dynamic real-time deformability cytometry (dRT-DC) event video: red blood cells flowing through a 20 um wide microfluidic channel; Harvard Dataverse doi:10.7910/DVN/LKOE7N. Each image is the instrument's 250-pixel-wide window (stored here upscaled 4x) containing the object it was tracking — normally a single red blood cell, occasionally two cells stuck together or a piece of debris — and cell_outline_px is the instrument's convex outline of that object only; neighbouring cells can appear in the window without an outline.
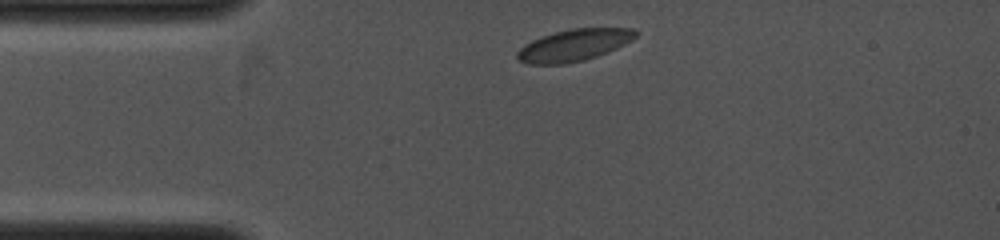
{"species": "common noctule bat (a hibernating species)", "species_latin": "Nyctalus noctula", "temperature_condition": "cold", "stored_images_in_passage": 6, "camera_frame_rate_fps": 4000, "um_per_image_px": 0.085, "animal": {"sex": "female", "body_mass_g": 19.0, "forearm_length_mm": 53.3}, "frame": {"image": 1, "passage_image": 1, "time_ms": 0.0, "image_size_px": [1000, 240], "cell_outline_px": [[640, 32], [632, 40], [608, 52], [584, 60], [564, 64], [528, 64], [516, 60], [516, 52], [524, 44], [532, 40], [556, 32], [572, 28], [632, 28]], "centroid_in_image_um": [48.77, 3.84], "position_along_channel_um": 36.2, "area_um2": 21.96}}
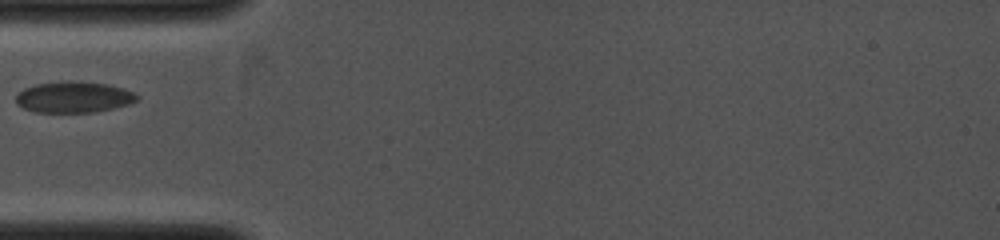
{"frame": {"image": 2, "passage_image": 3, "time_ms": 1.5, "image_size_px": [1000, 240], "cell_outline_px": [[140, 96], [136, 100], [128, 104], [112, 108], [92, 112], [36, 112], [24, 108], [16, 104], [16, 96], [24, 88], [36, 84], [108, 84], [124, 88]], "centroid_in_image_um": [6.27, 8.3], "position_along_channel_um": 78.7, "area_um2": 20.81}}
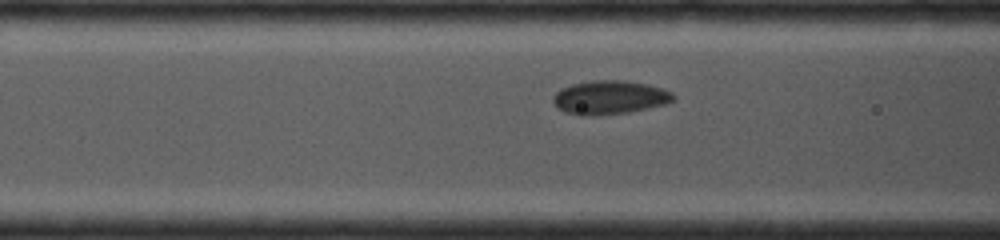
{"frame": {"image": 3, "passage_image": 5, "time_ms": 2.25, "image_size_px": [1000, 240], "cell_outline_px": [[676, 96], [672, 100], [664, 104], [648, 108], [628, 112], [596, 116], [580, 116], [564, 112], [556, 108], [552, 104], [552, 96], [560, 88], [572, 84], [592, 80], [624, 80], [648, 84], [672, 92]], "centroid_in_image_um": [51.75, 8.29], "position_along_channel_um": 114.9, "area_um2": 23.93}}